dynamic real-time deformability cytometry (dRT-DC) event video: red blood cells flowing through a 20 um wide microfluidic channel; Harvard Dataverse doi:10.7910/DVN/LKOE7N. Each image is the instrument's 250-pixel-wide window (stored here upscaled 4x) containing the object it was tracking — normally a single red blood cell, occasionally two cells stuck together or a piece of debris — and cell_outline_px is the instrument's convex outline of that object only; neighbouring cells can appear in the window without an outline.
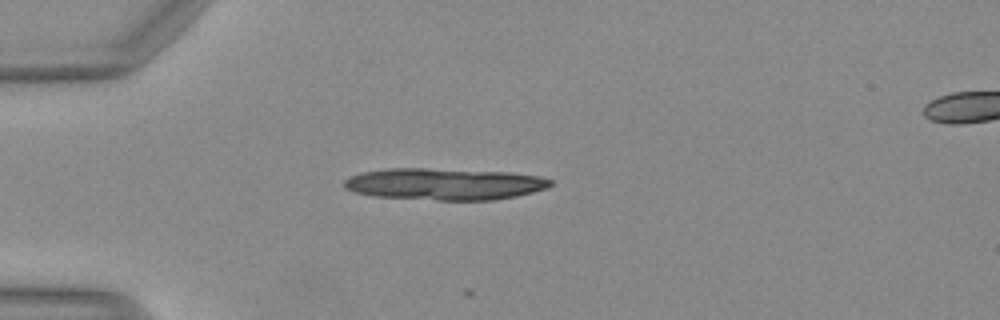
{"species": "Egyptian fruit bat (a non-hibernating species)", "species_latin": "Rousettus aegyptiacus", "temperature_condition": "warm", "stored_images_in_passage": 22, "segment_of_instrument_passage": [1, 2], "camera_frame_rate_fps": 3000, "um_per_image_px": 0.085, "animal": {"sex": "female"}, "frame": {"image": 1, "passage_image": 2, "time_ms": 0.333, "image_size_px": [1000, 320], "cell_outline_px": [[552, 184], [548, 188], [516, 196], [492, 200], [436, 200], [372, 196], [356, 192], [344, 188], [344, 180], [352, 176], [364, 172], [384, 168], [428, 168], [512, 172], [540, 176], [552, 180]], "centroid_in_image_um": [37.8, 15.64], "position_along_channel_um": 47.2, "area_um2": 38.32}}